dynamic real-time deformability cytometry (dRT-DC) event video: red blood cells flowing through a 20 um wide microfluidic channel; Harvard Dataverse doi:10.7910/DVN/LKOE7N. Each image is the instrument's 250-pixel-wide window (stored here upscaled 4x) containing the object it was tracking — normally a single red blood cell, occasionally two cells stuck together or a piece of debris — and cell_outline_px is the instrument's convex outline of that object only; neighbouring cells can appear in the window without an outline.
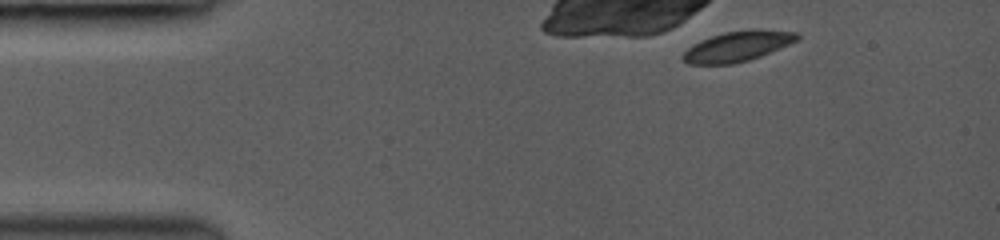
{"species": "common noctule bat (a hibernating species)", "species_latin": "Nyctalus noctula", "temperature_condition": "room temperature", "stored_images_in_passage": 5, "camera_frame_rate_fps": 3000, "um_per_image_px": 0.085, "animal": {"sex": "female", "body_mass_g": 19.0, "forearm_length_mm": 53.3}, "frame": {"image": 1, "passage_image": 1, "time_ms": 0.0, "image_size_px": [1000, 240], "cell_outline_px": [[800, 40], [760, 56], [748, 60], [732, 64], [688, 64], [680, 56], [688, 48], [700, 40], [724, 32], [752, 28], [760, 28], [796, 32], [800, 36]], "centroid_in_image_um": [62.73, 3.91], "position_along_channel_um": 22.3, "area_um2": 20.35}}
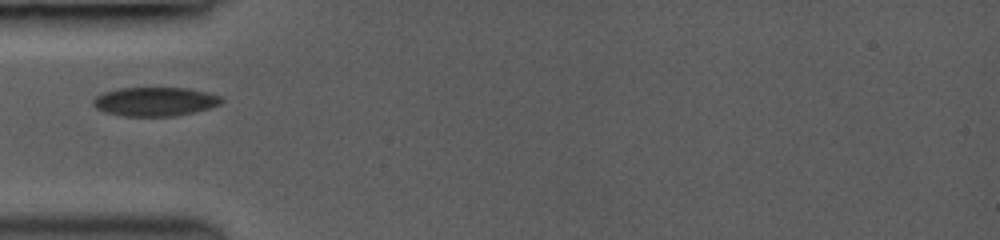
{"frame": {"image": 2, "passage_image": 4, "time_ms": 3.0, "image_size_px": [1000, 240], "cell_outline_px": [[224, 100], [220, 104], [196, 112], [176, 116], [120, 116], [104, 112], [96, 108], [92, 104], [92, 100], [96, 96], [104, 92], [120, 88], [188, 88], [208, 92], [220, 96]], "centroid_in_image_um": [13.17, 8.64], "position_along_channel_um": 71.8, "area_um2": 21.79}}